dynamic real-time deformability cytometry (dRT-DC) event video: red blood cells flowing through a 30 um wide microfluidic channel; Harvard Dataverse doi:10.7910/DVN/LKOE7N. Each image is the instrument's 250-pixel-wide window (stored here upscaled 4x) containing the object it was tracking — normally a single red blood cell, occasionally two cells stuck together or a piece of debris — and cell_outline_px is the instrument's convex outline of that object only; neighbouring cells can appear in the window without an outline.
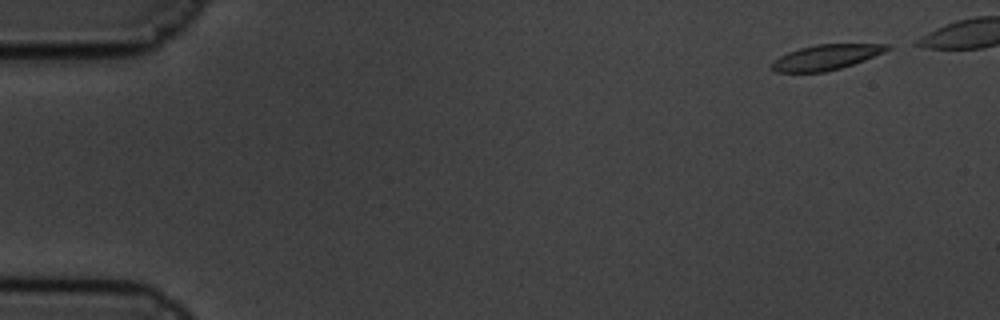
{"species": "common noctule bat (a hibernating species)", "species_latin": "Nyctalus noctula", "temperature_condition": "cold", "stored_images_in_passage": 51, "camera_frame_rate_fps": 3000, "um_per_image_px": 0.085, "animal": {"sex": "male", "body_mass_g": 19.5, "forearm_length_mm": 54.6}, "frame": {"image": 1, "passage_image": 2, "time_ms": 0.333, "image_size_px": [1000, 320], "cell_outline_px": [[892, 48], [884, 52], [864, 60], [840, 68], [824, 72], [776, 72], [768, 68], [772, 60], [788, 52], [800, 48], [816, 44], [892, 44]], "centroid_in_image_um": [70.18, 4.86], "position_along_channel_um": 14.8, "area_um2": 17.05}}
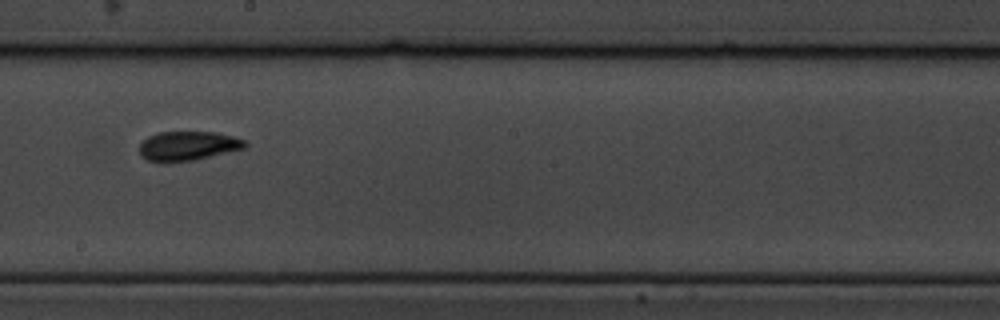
{"frame": {"image": 2, "passage_image": 32, "time_ms": 10.333, "image_size_px": [1000, 320], "cell_outline_px": [[248, 144], [244, 148], [192, 160], [168, 164], [148, 160], [140, 156], [140, 144], [148, 136], [160, 132], [216, 132], [232, 136], [244, 140]], "centroid_in_image_um": [15.93, 12.41], "position_along_channel_um": 232.3, "area_um2": 18.03}}
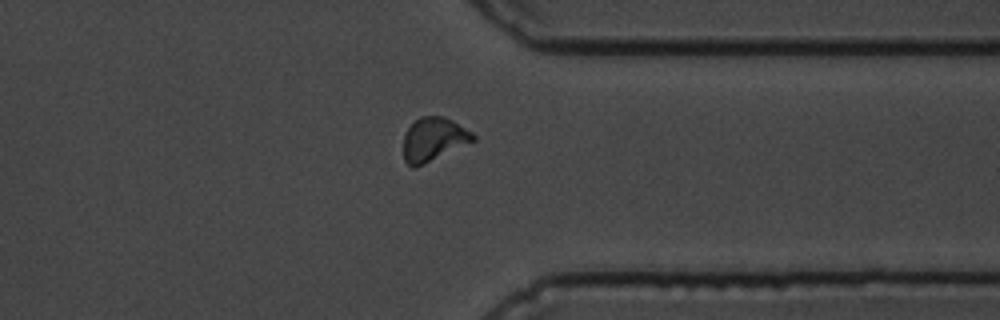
{"frame": {"image": 3, "passage_image": 45, "time_ms": 14.667, "image_size_px": [1000, 320], "cell_outline_px": [[476, 140], [416, 168], [412, 168], [404, 160], [404, 136], [408, 128], [420, 116], [444, 116], [452, 120], [472, 132], [476, 136]], "centroid_in_image_um": [36.86, 11.85], "position_along_channel_um": 374.5, "area_um2": 17.69}, "authors_computed_cell_mechanics": {"area_um2": 17.7446, "velocity_mm_per_s": 3.3292, "shape_relaxation_time_tau1_ms": 3.7131, "shape_relaxation_time_tau2_ms": 3.6929, "deformation_change_tau1": 0.1311, "deformation_change_tau2": 0.064}}